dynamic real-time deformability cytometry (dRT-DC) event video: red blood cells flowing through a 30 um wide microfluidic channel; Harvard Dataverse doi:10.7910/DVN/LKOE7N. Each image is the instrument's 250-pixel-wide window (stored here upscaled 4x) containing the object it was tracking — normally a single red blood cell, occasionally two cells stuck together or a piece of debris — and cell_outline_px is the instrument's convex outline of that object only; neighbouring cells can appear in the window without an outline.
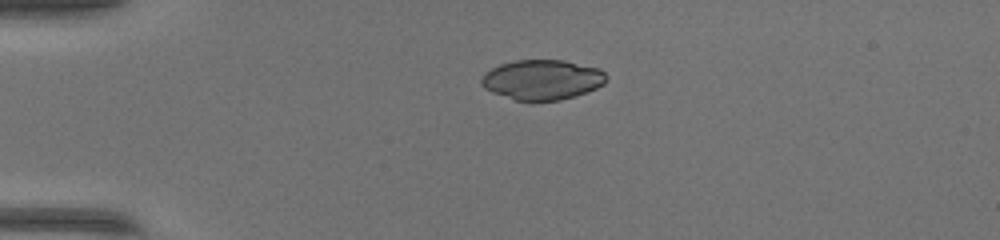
{"species": "common noctule bat (a hibernating species)", "species_latin": "Nyctalus noctula", "temperature_condition": "warm", "stored_images_in_passage": 38, "camera_frame_rate_fps": 3000, "um_per_image_px": 0.085, "animal": {"sex": "female", "body_mass_g": 17.0, "forearm_length_mm": 48.0}, "frame": {"image": 1, "passage_image": 1, "time_ms": 0.0, "image_size_px": [1000, 240], "cell_outline_px": [[608, 80], [604, 84], [596, 88], [560, 100], [516, 100], [492, 92], [484, 88], [480, 84], [480, 80], [484, 72], [500, 64], [516, 60], [564, 60], [600, 68], [608, 76]], "centroid_in_image_um": [46.09, 6.76], "position_along_channel_um": 38.9, "area_um2": 29.07}}
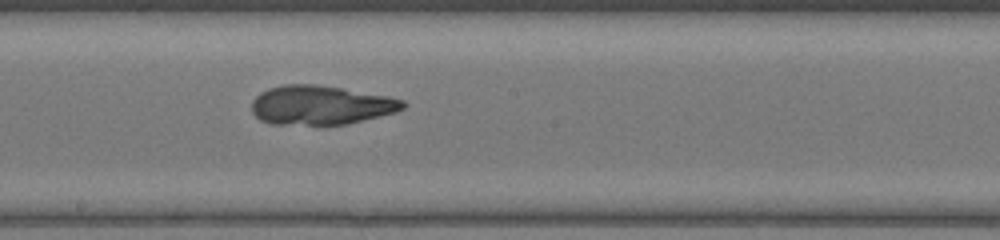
{"frame": {"image": 2, "passage_image": 17, "time_ms": 5.333, "image_size_px": [1000, 240], "cell_outline_px": [[408, 104], [404, 108], [396, 112], [344, 124], [272, 124], [260, 120], [252, 112], [252, 100], [260, 92], [268, 88], [284, 84], [316, 84], [388, 96], [404, 100]], "centroid_in_image_um": [27.24, 8.92], "position_along_channel_um": 221.0, "area_um2": 34.33}}
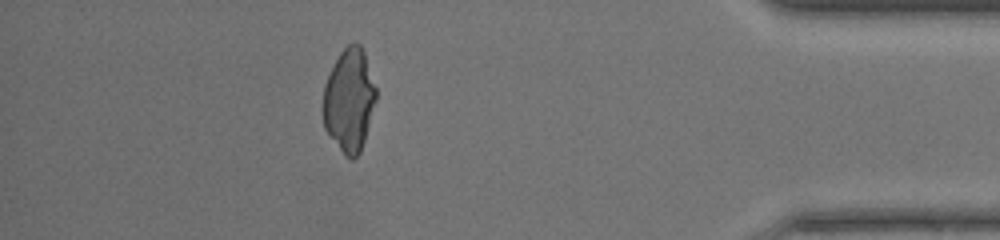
{"frame": {"image": 3, "passage_image": 33, "time_ms": 10.667, "image_size_px": [1000, 240], "cell_outline_px": [[376, 100], [364, 140], [360, 152], [352, 160], [344, 156], [324, 128], [324, 84], [340, 52], [352, 40], [356, 40], [360, 44], [364, 52], [376, 88]], "centroid_in_image_um": [29.69, 8.5], "position_along_channel_um": 405.5, "area_um2": 31.62}}